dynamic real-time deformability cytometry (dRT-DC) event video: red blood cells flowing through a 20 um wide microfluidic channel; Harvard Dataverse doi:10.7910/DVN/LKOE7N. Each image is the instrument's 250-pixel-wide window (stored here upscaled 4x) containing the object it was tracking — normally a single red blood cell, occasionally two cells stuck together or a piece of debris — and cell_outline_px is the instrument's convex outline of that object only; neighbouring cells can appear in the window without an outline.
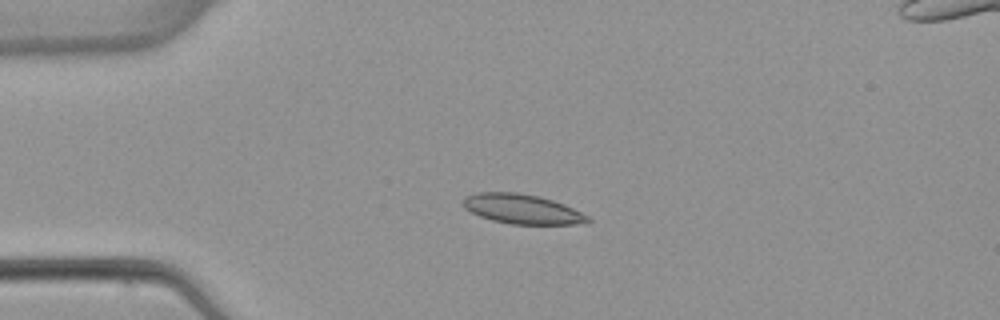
{"species": "common noctule bat (a hibernating species)", "species_latin": "Nyctalus noctula", "temperature_condition": "warm", "stored_images_in_passage": 6, "camera_frame_rate_fps": 3000, "um_per_image_px": 0.085, "animal": {"sex": "female", "body_mass_g": 22.7, "forearm_length_mm": 54.2}, "frame": {"image": 1, "passage_image": 3, "time_ms": 2.333, "image_size_px": [1000, 320], "cell_outline_px": [[592, 220], [576, 224], [512, 224], [492, 220], [480, 216], [464, 208], [460, 204], [464, 196], [476, 192], [516, 192], [540, 196], [564, 204], [588, 216]], "centroid_in_image_um": [44.32, 17.75], "position_along_channel_um": 40.7, "area_um2": 21.56}}
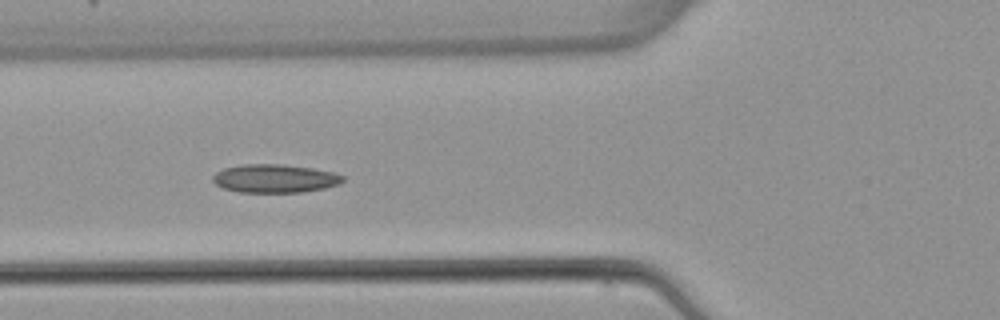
{"frame": {"image": 2, "passage_image": 5, "time_ms": 4.667, "image_size_px": [1000, 320], "cell_outline_px": [[344, 180], [340, 184], [324, 188], [300, 192], [240, 192], [224, 188], [216, 184], [212, 180], [212, 176], [216, 172], [224, 168], [240, 164], [284, 164], [312, 168], [332, 172], [344, 176]], "centroid_in_image_um": [23.35, 15.16], "position_along_channel_um": 102.5, "area_um2": 21.5}}
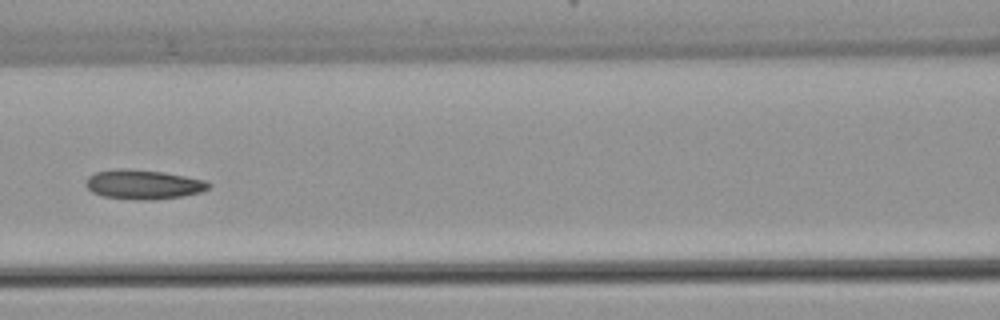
{"frame": {"image": 3, "passage_image": 6, "time_ms": 6.0, "image_size_px": [1000, 320], "cell_outline_px": [[212, 184], [208, 188], [200, 192], [180, 196], [152, 200], [140, 200], [104, 196], [92, 192], [84, 184], [84, 180], [88, 176], [96, 172], [116, 168], [124, 168], [164, 172], [204, 180]], "centroid_in_image_um": [12.14, 15.67], "position_along_channel_um": 154.5, "area_um2": 20.98}}